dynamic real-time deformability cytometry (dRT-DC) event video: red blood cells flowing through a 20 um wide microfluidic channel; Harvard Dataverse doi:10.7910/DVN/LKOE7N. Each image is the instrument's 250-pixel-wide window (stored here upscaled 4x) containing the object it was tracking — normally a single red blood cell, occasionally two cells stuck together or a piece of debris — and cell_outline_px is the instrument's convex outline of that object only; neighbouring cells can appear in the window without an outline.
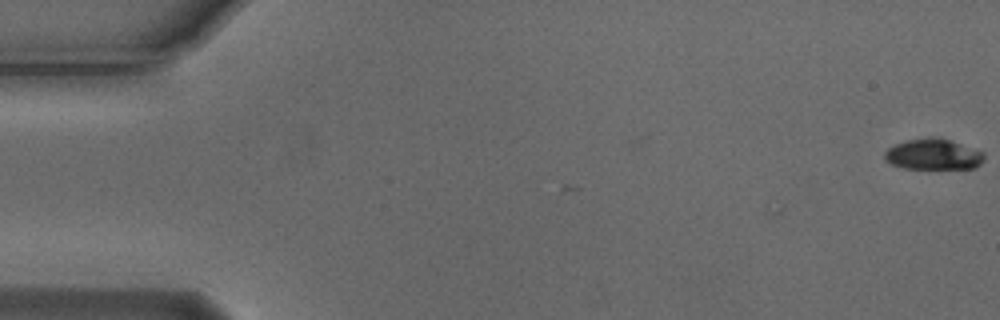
{"species": "Egyptian fruit bat (a non-hibernating species)", "species_latin": "Rousettus aegyptiacus", "temperature_condition": "cold", "stored_images_in_passage": 8, "camera_frame_rate_fps": 3000, "um_per_image_px": 0.085, "animal": {"sex": "male"}, "frame": {"image": 1, "passage_image": 1, "time_ms": 0.0, "image_size_px": [1000, 320], "cell_outline_px": [[984, 160], [976, 168], [904, 168], [892, 164], [884, 156], [884, 152], [888, 148], [896, 144], [908, 140], [928, 136], [936, 136], [984, 152]], "centroid_in_image_um": [79.34, 13.11], "position_along_channel_um": 5.7, "area_um2": 17.69}}
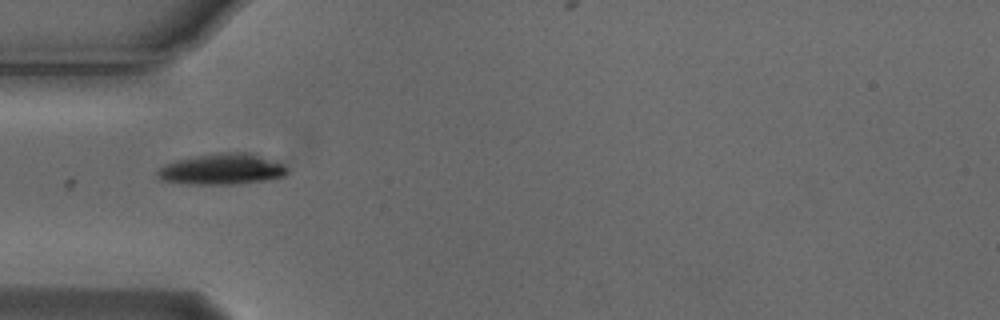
{"frame": {"image": 2, "passage_image": 5, "time_ms": 1.333, "image_size_px": [1000, 320], "cell_outline_px": [[288, 172], [284, 176], [264, 180], [236, 184], [188, 184], [160, 180], [156, 172], [160, 168], [176, 160], [196, 156], [220, 152], [252, 152], [280, 164], [288, 168]], "centroid_in_image_um": [18.86, 14.38], "position_along_channel_um": 66.1, "area_um2": 23.18}}
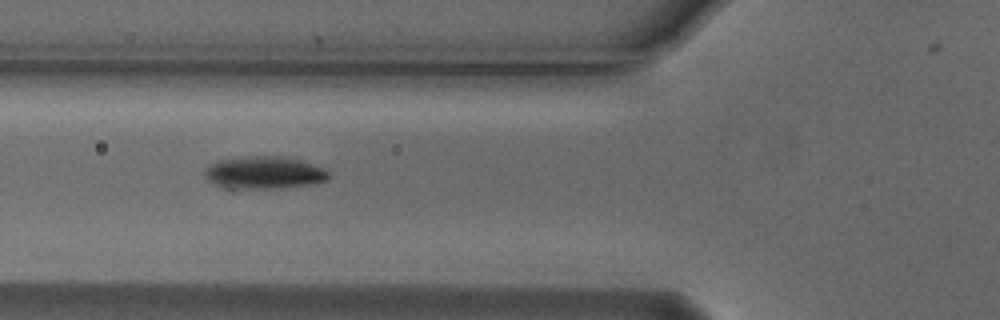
{"frame": {"image": 3, "passage_image": 6, "time_ms": 1.667, "image_size_px": [1000, 320], "cell_outline_px": [[332, 176], [328, 180], [312, 184], [280, 188], [232, 192], [208, 180], [204, 176], [204, 168], [220, 160], [244, 156], [288, 156], [324, 168]], "centroid_in_image_um": [22.42, 14.72], "position_along_channel_um": 103.4, "area_um2": 24.45}}